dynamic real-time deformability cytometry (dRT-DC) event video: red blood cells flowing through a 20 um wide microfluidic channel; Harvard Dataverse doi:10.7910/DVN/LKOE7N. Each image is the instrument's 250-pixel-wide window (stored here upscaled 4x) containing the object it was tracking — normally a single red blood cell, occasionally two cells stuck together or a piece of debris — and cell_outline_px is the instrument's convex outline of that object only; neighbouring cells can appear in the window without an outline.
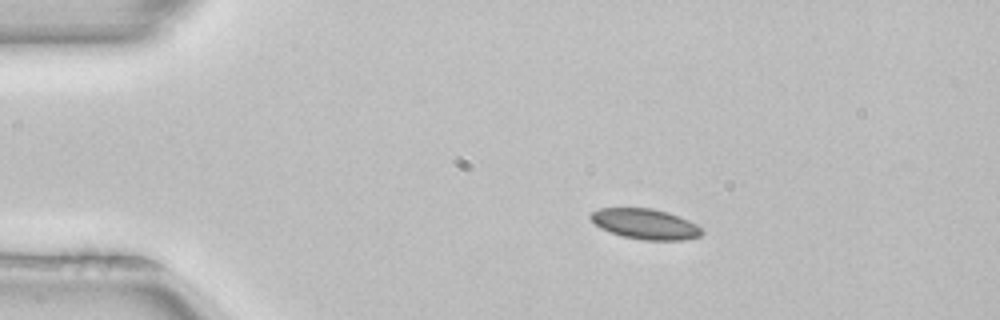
{"species": "common noctule bat (a hibernating species)", "species_latin": "Nyctalus noctula", "temperature_condition": "room temperature", "stored_images_in_passage": 51, "camera_frame_rate_fps": 3000, "um_per_image_px": 0.085, "animal": {"sex": "female", "body_mass_g": 22.7, "forearm_length_mm": 54.2}, "frame": {"image": 1, "passage_image": 9, "time_ms": 2.667, "image_size_px": [1000, 320], "cell_outline_px": [[704, 232], [700, 236], [684, 240], [644, 240], [624, 236], [600, 228], [588, 216], [592, 212], [600, 208], [652, 208], [668, 212], [688, 220], [696, 224]], "centroid_in_image_um": [54.86, 19.03], "position_along_channel_um": 30.1, "area_um2": 19.54}}
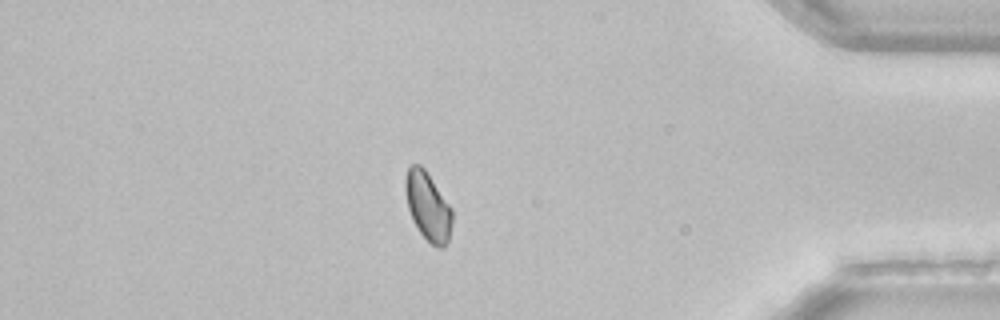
{"frame": {"image": 2, "passage_image": 44, "time_ms": 14.333, "image_size_px": [1000, 320], "cell_outline_px": [[452, 220], [448, 240], [444, 248], [440, 248], [432, 244], [420, 232], [412, 220], [408, 208], [404, 188], [404, 180], [408, 164], [420, 164], [424, 168], [452, 208]], "centroid_in_image_um": [36.34, 17.5], "position_along_channel_um": 398.9, "area_um2": 18.67}}
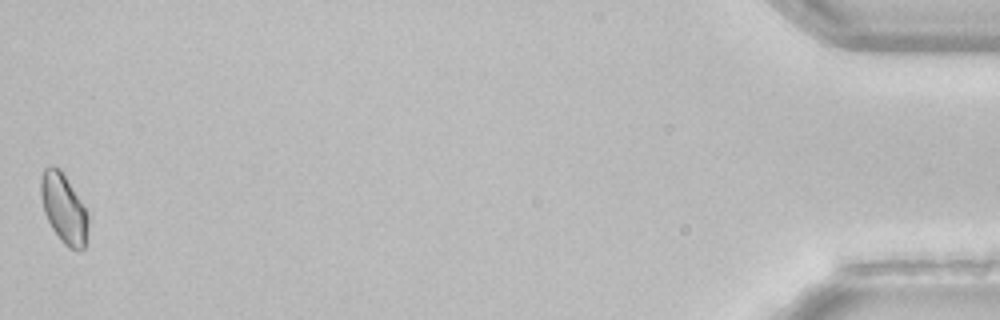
{"frame": {"image": 3, "passage_image": 51, "time_ms": 16.667, "image_size_px": [1000, 320], "cell_outline_px": [[88, 224], [84, 248], [80, 252], [76, 252], [68, 248], [60, 240], [52, 228], [44, 212], [40, 196], [40, 180], [44, 168], [60, 168], [88, 212]], "centroid_in_image_um": [5.42, 17.77], "position_along_channel_um": 429.8, "area_um2": 19.13}, "authors_computed_cell_mechanics": {"area_um2": 19.1896, "velocity_mm_per_s": 3.9493, "shape_relaxation_time_tau1_ms": 5.0784, "shape_relaxation_time_tau2_ms": null, "deformation_change_tau1": 0.0747, "deformation_change_tau2": null}}